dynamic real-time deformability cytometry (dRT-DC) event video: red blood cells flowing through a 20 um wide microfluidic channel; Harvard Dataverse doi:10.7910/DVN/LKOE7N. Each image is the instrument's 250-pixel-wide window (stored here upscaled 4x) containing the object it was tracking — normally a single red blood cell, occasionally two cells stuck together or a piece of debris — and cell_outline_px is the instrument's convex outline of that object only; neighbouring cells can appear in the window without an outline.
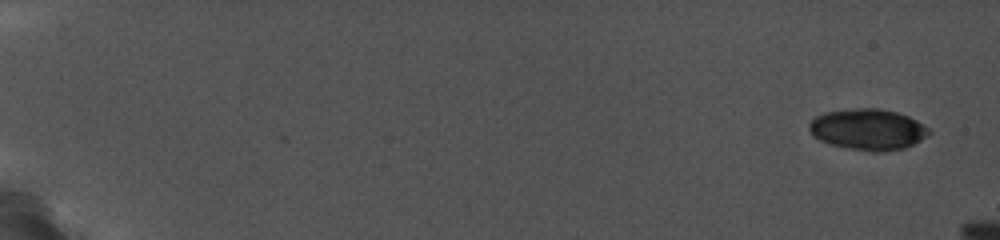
{"species": "common noctule bat (a hibernating species)", "species_latin": "Nyctalus noctula", "temperature_condition": "cold", "stored_images_in_passage": 3, "camera_frame_rate_fps": 5000, "um_per_image_px": 0.085, "animal": {"sex": "female", "body_mass_g": 19.0, "forearm_length_mm": 56.7}, "frame": {"image": 1, "passage_image": 1, "time_ms": 0.0, "image_size_px": [1000, 240], "cell_outline_px": [[932, 132], [928, 136], [904, 148], [880, 152], [872, 152], [828, 144], [812, 136], [808, 128], [808, 124], [816, 116], [828, 112], [856, 108], [876, 108], [896, 112], [908, 116], [916, 120], [928, 128]], "centroid_in_image_um": [73.76, 11.01], "position_along_channel_um": 11.2, "area_um2": 28.55}}